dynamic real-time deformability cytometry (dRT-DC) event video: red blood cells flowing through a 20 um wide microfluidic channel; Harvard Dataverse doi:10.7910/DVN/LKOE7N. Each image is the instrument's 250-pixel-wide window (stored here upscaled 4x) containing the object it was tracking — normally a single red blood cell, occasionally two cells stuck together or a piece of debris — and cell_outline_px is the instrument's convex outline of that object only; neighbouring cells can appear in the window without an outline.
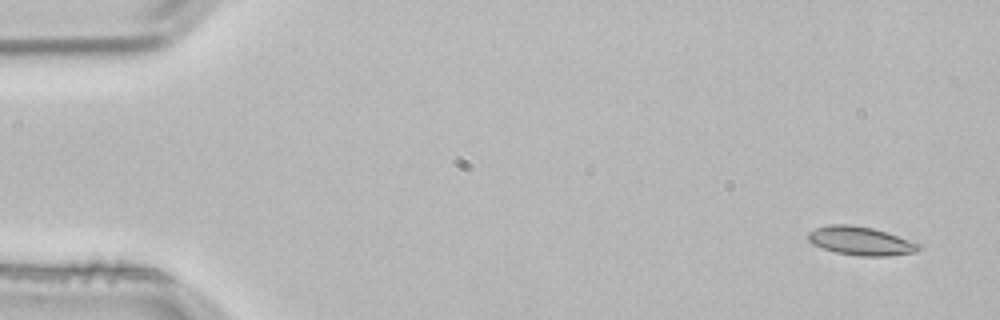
{"species": "common noctule bat (a hibernating species)", "species_latin": "Nyctalus noctula", "temperature_condition": "room temperature", "stored_images_in_passage": 3, "camera_frame_rate_fps": 3000, "um_per_image_px": 0.085, "animal": {"sex": "male", "body_mass_g": 21.5, "forearm_length_mm": 52.0}, "frame": {"image": 1, "passage_image": 1, "time_ms": 0.0, "image_size_px": [1000, 320], "cell_outline_px": [[920, 248], [916, 252], [888, 256], [860, 256], [836, 252], [812, 244], [808, 240], [808, 232], [816, 228], [828, 224], [852, 224], [872, 228], [888, 232], [920, 244]], "centroid_in_image_um": [73.15, 20.47], "position_along_channel_um": 11.8, "area_um2": 18.44}}
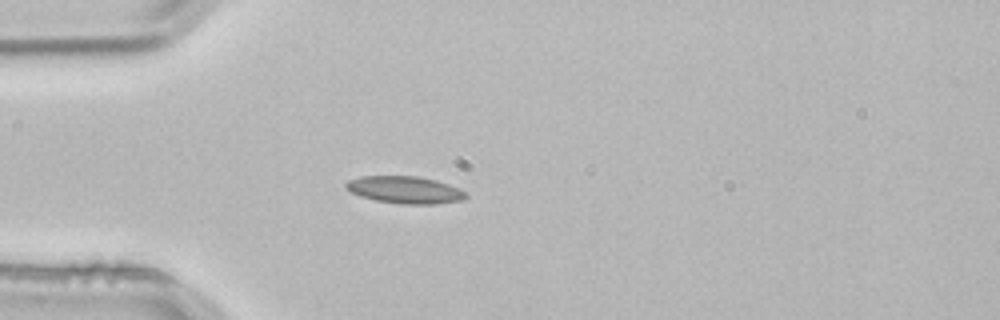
{"frame": {"image": 2, "passage_image": 3, "time_ms": 0.667, "image_size_px": [1000, 320], "cell_outline_px": [[468, 196], [464, 200], [432, 204], [400, 204], [376, 200], [360, 196], [344, 188], [344, 184], [348, 180], [360, 176], [420, 176], [436, 180], [460, 188], [468, 192]], "centroid_in_image_um": [34.44, 16.13], "position_along_channel_um": 50.6, "area_um2": 19.25}}